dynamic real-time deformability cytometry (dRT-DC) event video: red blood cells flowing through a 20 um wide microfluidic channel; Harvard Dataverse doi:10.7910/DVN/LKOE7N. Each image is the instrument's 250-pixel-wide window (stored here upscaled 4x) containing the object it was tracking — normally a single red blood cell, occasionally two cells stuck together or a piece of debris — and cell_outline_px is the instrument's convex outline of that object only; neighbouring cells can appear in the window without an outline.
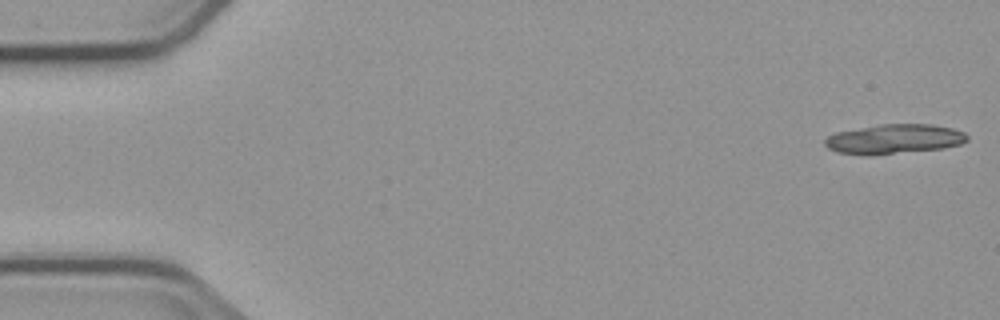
{"species": "common noctule bat (a hibernating species)", "species_latin": "Nyctalus noctula", "temperature_condition": "cold", "stored_images_in_passage": 4, "segment_of_instrument_passage": [2, 2], "camera_frame_rate_fps": 3000, "um_per_image_px": 0.085, "animal": {"sex": "male", "body_mass_g": 23.1, "forearm_length_mm": 52.7}, "frame": {"image": 1, "passage_image": 4, "time_ms": 6.0, "image_size_px": [1000, 320], "cell_outline_px": [[968, 140], [960, 144], [944, 148], [892, 152], [836, 152], [828, 148], [824, 144], [824, 140], [828, 136], [836, 132], [880, 124], [932, 124], [952, 128], [964, 132], [968, 136]], "centroid_in_image_um": [76.07, 11.76], "position_along_channel_um": 8.9, "area_um2": 23.47}}